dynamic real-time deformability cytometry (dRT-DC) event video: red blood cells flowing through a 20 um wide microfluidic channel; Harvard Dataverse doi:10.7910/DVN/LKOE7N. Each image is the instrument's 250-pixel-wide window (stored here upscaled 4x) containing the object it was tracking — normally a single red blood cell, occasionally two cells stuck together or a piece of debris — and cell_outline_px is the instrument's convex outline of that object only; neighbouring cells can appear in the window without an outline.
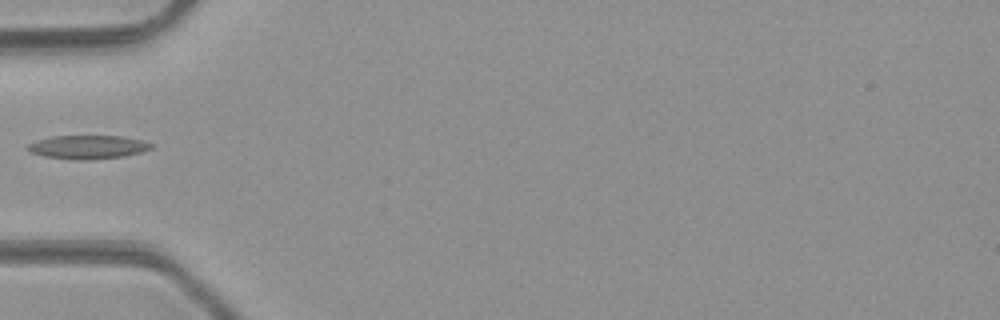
{"species": "common noctule bat (a hibernating species)", "species_latin": "Nyctalus noctula", "temperature_condition": "room temperature", "stored_images_in_passage": 19, "camera_frame_rate_fps": 3000, "um_per_image_px": 0.085, "animal": {"sex": "male", "body_mass_g": 23.1, "forearm_length_mm": 52.7}, "frame": {"image": 1, "passage_image": 1, "time_ms": 0.0, "image_size_px": [1000, 320], "cell_outline_px": [[152, 148], [140, 152], [124, 156], [84, 160], [76, 160], [44, 156], [32, 152], [24, 148], [28, 144], [52, 136], [120, 136], [144, 140], [152, 144]], "centroid_in_image_um": [7.47, 12.5], "position_along_channel_um": 77.5, "area_um2": 16.82}}
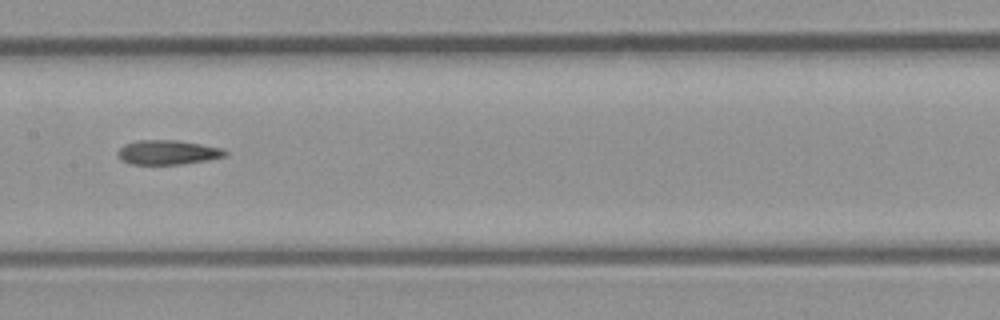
{"frame": {"image": 2, "passage_image": 9, "time_ms": 2.667, "image_size_px": [1000, 320], "cell_outline_px": [[228, 152], [224, 156], [204, 160], [180, 164], [132, 164], [124, 160], [120, 156], [120, 148], [124, 144], [136, 140], [176, 140], [224, 148]], "centroid_in_image_um": [14.28, 12.93], "position_along_channel_um": 193.1, "area_um2": 14.91}}
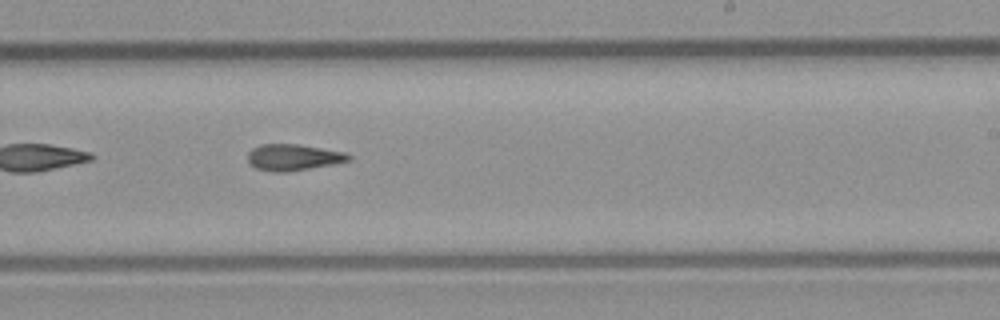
{"frame": {"image": 3, "passage_image": 14, "time_ms": 4.333, "image_size_px": [1000, 320], "cell_outline_px": [[352, 160], [332, 164], [288, 172], [272, 172], [256, 168], [248, 160], [248, 152], [252, 148], [260, 144], [300, 144], [344, 152], [352, 156]], "centroid_in_image_um": [24.93, 13.37], "position_along_channel_um": 264.1, "area_um2": 15.49}}